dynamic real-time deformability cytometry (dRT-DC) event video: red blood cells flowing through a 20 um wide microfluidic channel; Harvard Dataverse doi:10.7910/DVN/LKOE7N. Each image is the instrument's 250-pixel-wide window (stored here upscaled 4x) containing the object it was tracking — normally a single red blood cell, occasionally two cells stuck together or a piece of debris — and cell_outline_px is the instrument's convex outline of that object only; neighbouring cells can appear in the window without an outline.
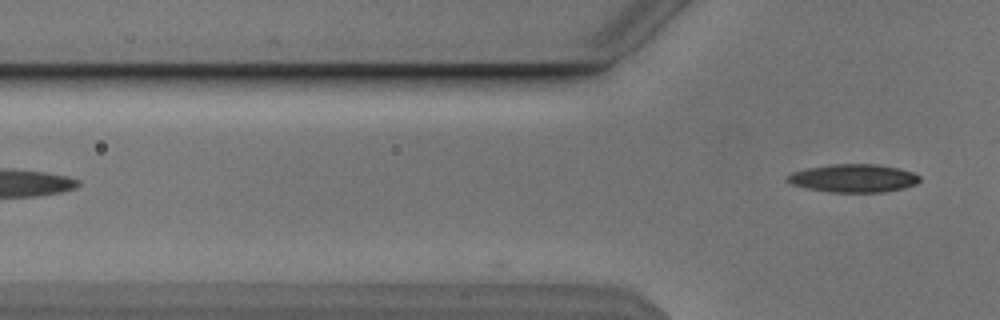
{"species": "Egyptian fruit bat (a non-hibernating species)", "species_latin": "Rousettus aegyptiacus", "temperature_condition": "cold", "stored_images_in_passage": 4, "camera_frame_rate_fps": 3000, "um_per_image_px": 0.085, "animal": {"sex": "male"}, "frame": {"image": 1, "passage_image": 4, "time_ms": 1.0, "image_size_px": [1000, 320], "cell_outline_px": [[920, 180], [916, 184], [904, 188], [884, 192], [828, 192], [808, 188], [792, 184], [784, 180], [784, 176], [792, 172], [808, 168], [832, 164], [876, 164], [900, 168], [912, 172], [920, 176]], "centroid_in_image_um": [72.53, 15.15], "position_along_channel_um": 53.3, "area_um2": 21.79}}